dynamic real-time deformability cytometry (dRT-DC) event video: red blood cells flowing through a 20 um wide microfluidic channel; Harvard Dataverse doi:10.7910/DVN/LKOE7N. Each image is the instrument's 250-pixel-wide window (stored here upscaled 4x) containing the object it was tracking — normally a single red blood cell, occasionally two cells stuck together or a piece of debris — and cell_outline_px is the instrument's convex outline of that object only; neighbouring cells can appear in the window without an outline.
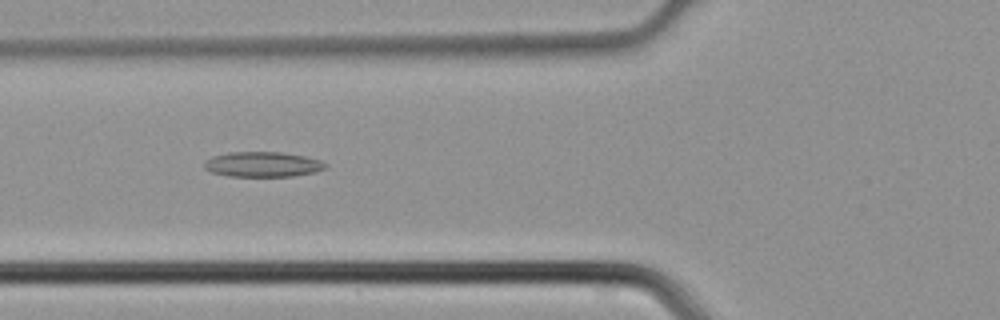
{"species": "common noctule bat (a hibernating species)", "species_latin": "Nyctalus noctula", "temperature_condition": "cold", "stored_images_in_passage": 44, "camera_frame_rate_fps": 3000, "um_per_image_px": 0.085, "animal": {"sex": "male", "body_mass_g": 21.5, "forearm_length_mm": 52.0}, "frame": {"image": 1, "passage_image": 16, "time_ms": 5.0, "image_size_px": [1000, 320], "cell_outline_px": [[328, 168], [316, 172], [292, 176], [228, 176], [212, 172], [204, 168], [204, 164], [212, 156], [228, 152], [280, 152], [304, 156], [320, 160], [328, 164]], "centroid_in_image_um": [22.37, 13.97], "position_along_channel_um": 103.4, "area_um2": 17.74}}
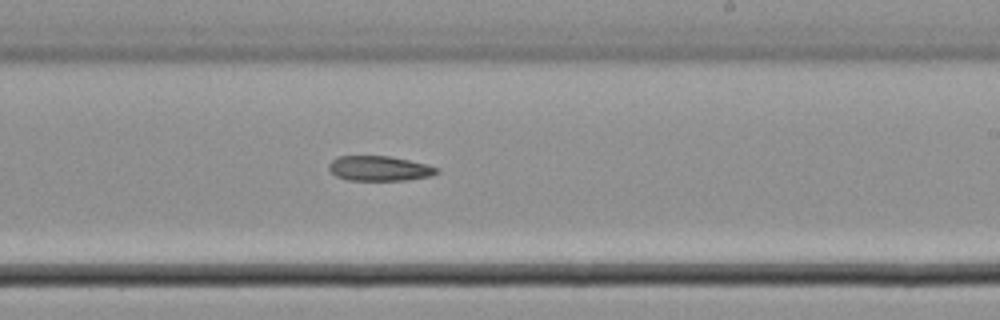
{"frame": {"image": 2, "passage_image": 26, "time_ms": 8.333, "image_size_px": [1000, 320], "cell_outline_px": [[440, 172], [432, 176], [408, 180], [348, 180], [336, 176], [328, 168], [328, 164], [336, 156], [388, 156], [408, 160], [440, 168]], "centroid_in_image_um": [32.25, 14.32], "position_along_channel_um": 256.7, "area_um2": 15.72}}
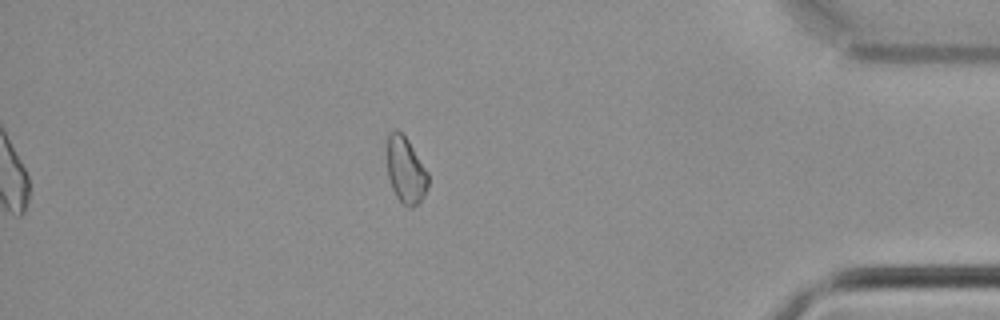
{"frame": {"image": 3, "passage_image": 38, "time_ms": 12.333, "image_size_px": [1000, 320], "cell_outline_px": [[428, 184], [424, 196], [416, 204], [408, 208], [396, 196], [392, 188], [388, 176], [388, 132], [396, 128], [408, 140], [428, 172]], "centroid_in_image_um": [34.49, 14.45], "position_along_channel_um": 400.7, "area_um2": 15.61}}